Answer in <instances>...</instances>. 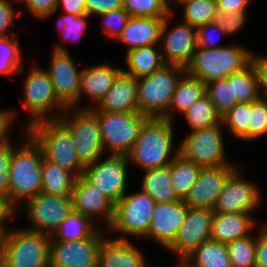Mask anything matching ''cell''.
Instances as JSON below:
<instances>
[{"label":"cell","mask_w":267,"mask_h":267,"mask_svg":"<svg viewBox=\"0 0 267 267\" xmlns=\"http://www.w3.org/2000/svg\"><path fill=\"white\" fill-rule=\"evenodd\" d=\"M222 36H225L224 30L215 23L202 25L196 28L197 47L207 49L224 47V45H217Z\"/></svg>","instance_id":"45"},{"label":"cell","mask_w":267,"mask_h":267,"mask_svg":"<svg viewBox=\"0 0 267 267\" xmlns=\"http://www.w3.org/2000/svg\"><path fill=\"white\" fill-rule=\"evenodd\" d=\"M24 64L21 58H2L0 57V73L9 75L15 74L17 76L24 73Z\"/></svg>","instance_id":"55"},{"label":"cell","mask_w":267,"mask_h":267,"mask_svg":"<svg viewBox=\"0 0 267 267\" xmlns=\"http://www.w3.org/2000/svg\"><path fill=\"white\" fill-rule=\"evenodd\" d=\"M79 109L72 116L67 108L58 120L71 132L77 157L86 167L104 156L105 151L96 113L85 107Z\"/></svg>","instance_id":"11"},{"label":"cell","mask_w":267,"mask_h":267,"mask_svg":"<svg viewBox=\"0 0 267 267\" xmlns=\"http://www.w3.org/2000/svg\"><path fill=\"white\" fill-rule=\"evenodd\" d=\"M181 262L186 267H232L227 244L211 239L195 248Z\"/></svg>","instance_id":"30"},{"label":"cell","mask_w":267,"mask_h":267,"mask_svg":"<svg viewBox=\"0 0 267 267\" xmlns=\"http://www.w3.org/2000/svg\"><path fill=\"white\" fill-rule=\"evenodd\" d=\"M223 121L216 125L190 131L178 147V153L201 168L236 165L226 159Z\"/></svg>","instance_id":"9"},{"label":"cell","mask_w":267,"mask_h":267,"mask_svg":"<svg viewBox=\"0 0 267 267\" xmlns=\"http://www.w3.org/2000/svg\"><path fill=\"white\" fill-rule=\"evenodd\" d=\"M256 219L250 213H214L210 239L229 244L252 233Z\"/></svg>","instance_id":"26"},{"label":"cell","mask_w":267,"mask_h":267,"mask_svg":"<svg viewBox=\"0 0 267 267\" xmlns=\"http://www.w3.org/2000/svg\"><path fill=\"white\" fill-rule=\"evenodd\" d=\"M102 18L103 31L107 33V36L117 40L122 34V31L130 18L129 13L120 8L108 13L99 15Z\"/></svg>","instance_id":"43"},{"label":"cell","mask_w":267,"mask_h":267,"mask_svg":"<svg viewBox=\"0 0 267 267\" xmlns=\"http://www.w3.org/2000/svg\"><path fill=\"white\" fill-rule=\"evenodd\" d=\"M137 81L123 71L96 107L101 112H138Z\"/></svg>","instance_id":"25"},{"label":"cell","mask_w":267,"mask_h":267,"mask_svg":"<svg viewBox=\"0 0 267 267\" xmlns=\"http://www.w3.org/2000/svg\"><path fill=\"white\" fill-rule=\"evenodd\" d=\"M232 267H255L256 236L251 234L227 244Z\"/></svg>","instance_id":"40"},{"label":"cell","mask_w":267,"mask_h":267,"mask_svg":"<svg viewBox=\"0 0 267 267\" xmlns=\"http://www.w3.org/2000/svg\"><path fill=\"white\" fill-rule=\"evenodd\" d=\"M232 82L233 96L238 103L255 102L261 98L256 69L250 63L242 71L227 77Z\"/></svg>","instance_id":"34"},{"label":"cell","mask_w":267,"mask_h":267,"mask_svg":"<svg viewBox=\"0 0 267 267\" xmlns=\"http://www.w3.org/2000/svg\"><path fill=\"white\" fill-rule=\"evenodd\" d=\"M0 267H10L9 264L0 256Z\"/></svg>","instance_id":"58"},{"label":"cell","mask_w":267,"mask_h":267,"mask_svg":"<svg viewBox=\"0 0 267 267\" xmlns=\"http://www.w3.org/2000/svg\"><path fill=\"white\" fill-rule=\"evenodd\" d=\"M218 10L222 12H247L251 0H216Z\"/></svg>","instance_id":"57"},{"label":"cell","mask_w":267,"mask_h":267,"mask_svg":"<svg viewBox=\"0 0 267 267\" xmlns=\"http://www.w3.org/2000/svg\"><path fill=\"white\" fill-rule=\"evenodd\" d=\"M15 116L16 112L14 111V109L0 110V146L12 140L10 139V134L8 133Z\"/></svg>","instance_id":"53"},{"label":"cell","mask_w":267,"mask_h":267,"mask_svg":"<svg viewBox=\"0 0 267 267\" xmlns=\"http://www.w3.org/2000/svg\"><path fill=\"white\" fill-rule=\"evenodd\" d=\"M259 227L256 236L255 267H267V224Z\"/></svg>","instance_id":"51"},{"label":"cell","mask_w":267,"mask_h":267,"mask_svg":"<svg viewBox=\"0 0 267 267\" xmlns=\"http://www.w3.org/2000/svg\"><path fill=\"white\" fill-rule=\"evenodd\" d=\"M104 227L88 238L51 241L50 267H97L99 248L107 234Z\"/></svg>","instance_id":"16"},{"label":"cell","mask_w":267,"mask_h":267,"mask_svg":"<svg viewBox=\"0 0 267 267\" xmlns=\"http://www.w3.org/2000/svg\"><path fill=\"white\" fill-rule=\"evenodd\" d=\"M188 209L189 207L182 200L155 203L146 237L167 249L185 222Z\"/></svg>","instance_id":"19"},{"label":"cell","mask_w":267,"mask_h":267,"mask_svg":"<svg viewBox=\"0 0 267 267\" xmlns=\"http://www.w3.org/2000/svg\"><path fill=\"white\" fill-rule=\"evenodd\" d=\"M182 115L191 131L207 128L222 121V117L217 113L207 95L196 101Z\"/></svg>","instance_id":"36"},{"label":"cell","mask_w":267,"mask_h":267,"mask_svg":"<svg viewBox=\"0 0 267 267\" xmlns=\"http://www.w3.org/2000/svg\"><path fill=\"white\" fill-rule=\"evenodd\" d=\"M240 165L201 168L196 183L183 202L192 208L214 209L229 175Z\"/></svg>","instance_id":"21"},{"label":"cell","mask_w":267,"mask_h":267,"mask_svg":"<svg viewBox=\"0 0 267 267\" xmlns=\"http://www.w3.org/2000/svg\"><path fill=\"white\" fill-rule=\"evenodd\" d=\"M205 95L206 83L185 72L177 82L169 109L162 119L174 122L175 110L183 114Z\"/></svg>","instance_id":"27"},{"label":"cell","mask_w":267,"mask_h":267,"mask_svg":"<svg viewBox=\"0 0 267 267\" xmlns=\"http://www.w3.org/2000/svg\"><path fill=\"white\" fill-rule=\"evenodd\" d=\"M206 95L209 97L215 110L221 117L238 103L233 96L232 82H229L227 78L207 83Z\"/></svg>","instance_id":"39"},{"label":"cell","mask_w":267,"mask_h":267,"mask_svg":"<svg viewBox=\"0 0 267 267\" xmlns=\"http://www.w3.org/2000/svg\"><path fill=\"white\" fill-rule=\"evenodd\" d=\"M98 225L88 217L72 210L51 235V241H72L91 237L102 226Z\"/></svg>","instance_id":"32"},{"label":"cell","mask_w":267,"mask_h":267,"mask_svg":"<svg viewBox=\"0 0 267 267\" xmlns=\"http://www.w3.org/2000/svg\"><path fill=\"white\" fill-rule=\"evenodd\" d=\"M156 46L158 45L143 46L126 52L125 63L128 68L122 71L135 79H139L160 69L165 63L162 53H160L161 50H158Z\"/></svg>","instance_id":"28"},{"label":"cell","mask_w":267,"mask_h":267,"mask_svg":"<svg viewBox=\"0 0 267 267\" xmlns=\"http://www.w3.org/2000/svg\"><path fill=\"white\" fill-rule=\"evenodd\" d=\"M251 63L256 69L261 98L267 99V56L253 53Z\"/></svg>","instance_id":"50"},{"label":"cell","mask_w":267,"mask_h":267,"mask_svg":"<svg viewBox=\"0 0 267 267\" xmlns=\"http://www.w3.org/2000/svg\"><path fill=\"white\" fill-rule=\"evenodd\" d=\"M22 209L26 212L29 226L26 229L52 235L73 210L71 196L37 194L28 199Z\"/></svg>","instance_id":"12"},{"label":"cell","mask_w":267,"mask_h":267,"mask_svg":"<svg viewBox=\"0 0 267 267\" xmlns=\"http://www.w3.org/2000/svg\"><path fill=\"white\" fill-rule=\"evenodd\" d=\"M16 37H18L17 32H11L8 36H0V57L21 58L19 41Z\"/></svg>","instance_id":"52"},{"label":"cell","mask_w":267,"mask_h":267,"mask_svg":"<svg viewBox=\"0 0 267 267\" xmlns=\"http://www.w3.org/2000/svg\"><path fill=\"white\" fill-rule=\"evenodd\" d=\"M13 153V143L8 141L0 146V195L9 196L10 164Z\"/></svg>","instance_id":"46"},{"label":"cell","mask_w":267,"mask_h":267,"mask_svg":"<svg viewBox=\"0 0 267 267\" xmlns=\"http://www.w3.org/2000/svg\"><path fill=\"white\" fill-rule=\"evenodd\" d=\"M91 109L96 113L104 150L108 149L109 155L127 156L149 118L139 112L110 113L96 107Z\"/></svg>","instance_id":"8"},{"label":"cell","mask_w":267,"mask_h":267,"mask_svg":"<svg viewBox=\"0 0 267 267\" xmlns=\"http://www.w3.org/2000/svg\"><path fill=\"white\" fill-rule=\"evenodd\" d=\"M27 131L40 144L44 158L72 172L77 178L85 167L80 163L71 132L58 120H43L32 124Z\"/></svg>","instance_id":"6"},{"label":"cell","mask_w":267,"mask_h":267,"mask_svg":"<svg viewBox=\"0 0 267 267\" xmlns=\"http://www.w3.org/2000/svg\"><path fill=\"white\" fill-rule=\"evenodd\" d=\"M141 181V190L156 203L181 201L171 184L170 165L146 170Z\"/></svg>","instance_id":"29"},{"label":"cell","mask_w":267,"mask_h":267,"mask_svg":"<svg viewBox=\"0 0 267 267\" xmlns=\"http://www.w3.org/2000/svg\"><path fill=\"white\" fill-rule=\"evenodd\" d=\"M41 193L52 196H72L77 177L43 158Z\"/></svg>","instance_id":"31"},{"label":"cell","mask_w":267,"mask_h":267,"mask_svg":"<svg viewBox=\"0 0 267 267\" xmlns=\"http://www.w3.org/2000/svg\"><path fill=\"white\" fill-rule=\"evenodd\" d=\"M17 215V210L11 205L8 198L0 195V235L2 236L8 229L6 223L13 216ZM7 228V229H6Z\"/></svg>","instance_id":"54"},{"label":"cell","mask_w":267,"mask_h":267,"mask_svg":"<svg viewBox=\"0 0 267 267\" xmlns=\"http://www.w3.org/2000/svg\"><path fill=\"white\" fill-rule=\"evenodd\" d=\"M213 217V209L189 207L185 222L167 248L178 255L179 262L202 243L210 240Z\"/></svg>","instance_id":"18"},{"label":"cell","mask_w":267,"mask_h":267,"mask_svg":"<svg viewBox=\"0 0 267 267\" xmlns=\"http://www.w3.org/2000/svg\"><path fill=\"white\" fill-rule=\"evenodd\" d=\"M63 8L64 13L73 15L87 14L85 0H57L56 11Z\"/></svg>","instance_id":"56"},{"label":"cell","mask_w":267,"mask_h":267,"mask_svg":"<svg viewBox=\"0 0 267 267\" xmlns=\"http://www.w3.org/2000/svg\"><path fill=\"white\" fill-rule=\"evenodd\" d=\"M265 134H267V99L260 98L251 102L248 141L257 140Z\"/></svg>","instance_id":"42"},{"label":"cell","mask_w":267,"mask_h":267,"mask_svg":"<svg viewBox=\"0 0 267 267\" xmlns=\"http://www.w3.org/2000/svg\"><path fill=\"white\" fill-rule=\"evenodd\" d=\"M71 197L73 211L81 213L94 223H97V217L103 218L106 229L111 226L115 204L83 175L76 179Z\"/></svg>","instance_id":"20"},{"label":"cell","mask_w":267,"mask_h":267,"mask_svg":"<svg viewBox=\"0 0 267 267\" xmlns=\"http://www.w3.org/2000/svg\"><path fill=\"white\" fill-rule=\"evenodd\" d=\"M241 169L238 166L227 178L215 203L214 213L252 214L260 206L262 194L258 185L243 179Z\"/></svg>","instance_id":"15"},{"label":"cell","mask_w":267,"mask_h":267,"mask_svg":"<svg viewBox=\"0 0 267 267\" xmlns=\"http://www.w3.org/2000/svg\"><path fill=\"white\" fill-rule=\"evenodd\" d=\"M128 162L124 155H109L104 160L101 157L85 167L83 176L116 204L127 192Z\"/></svg>","instance_id":"13"},{"label":"cell","mask_w":267,"mask_h":267,"mask_svg":"<svg viewBox=\"0 0 267 267\" xmlns=\"http://www.w3.org/2000/svg\"><path fill=\"white\" fill-rule=\"evenodd\" d=\"M24 130L25 140L13 146L10 164V187L7 197L11 205L20 214L22 202L41 193L43 151L34 137ZM20 145V146H19ZM19 211V212H18Z\"/></svg>","instance_id":"1"},{"label":"cell","mask_w":267,"mask_h":267,"mask_svg":"<svg viewBox=\"0 0 267 267\" xmlns=\"http://www.w3.org/2000/svg\"><path fill=\"white\" fill-rule=\"evenodd\" d=\"M122 70L106 63L82 69L78 102L86 95L95 104V106H87L86 109L97 107Z\"/></svg>","instance_id":"22"},{"label":"cell","mask_w":267,"mask_h":267,"mask_svg":"<svg viewBox=\"0 0 267 267\" xmlns=\"http://www.w3.org/2000/svg\"><path fill=\"white\" fill-rule=\"evenodd\" d=\"M171 0H123L130 17H166L172 12Z\"/></svg>","instance_id":"38"},{"label":"cell","mask_w":267,"mask_h":267,"mask_svg":"<svg viewBox=\"0 0 267 267\" xmlns=\"http://www.w3.org/2000/svg\"><path fill=\"white\" fill-rule=\"evenodd\" d=\"M185 72L181 66L164 64L151 75L136 79L138 112L148 118H163L177 82Z\"/></svg>","instance_id":"5"},{"label":"cell","mask_w":267,"mask_h":267,"mask_svg":"<svg viewBox=\"0 0 267 267\" xmlns=\"http://www.w3.org/2000/svg\"><path fill=\"white\" fill-rule=\"evenodd\" d=\"M16 11L11 0H0V36H8L6 31L14 28L12 23L20 15Z\"/></svg>","instance_id":"49"},{"label":"cell","mask_w":267,"mask_h":267,"mask_svg":"<svg viewBox=\"0 0 267 267\" xmlns=\"http://www.w3.org/2000/svg\"><path fill=\"white\" fill-rule=\"evenodd\" d=\"M173 123L162 118H149L142 126L135 145L127 155L129 163L141 167L143 171L169 166L179 154L178 148L176 151L172 149Z\"/></svg>","instance_id":"2"},{"label":"cell","mask_w":267,"mask_h":267,"mask_svg":"<svg viewBox=\"0 0 267 267\" xmlns=\"http://www.w3.org/2000/svg\"><path fill=\"white\" fill-rule=\"evenodd\" d=\"M88 14L73 15L64 13L58 20L59 34L65 42L78 43L82 35L85 33L88 25Z\"/></svg>","instance_id":"41"},{"label":"cell","mask_w":267,"mask_h":267,"mask_svg":"<svg viewBox=\"0 0 267 267\" xmlns=\"http://www.w3.org/2000/svg\"><path fill=\"white\" fill-rule=\"evenodd\" d=\"M23 5L37 18H47L56 13L57 0H24Z\"/></svg>","instance_id":"47"},{"label":"cell","mask_w":267,"mask_h":267,"mask_svg":"<svg viewBox=\"0 0 267 267\" xmlns=\"http://www.w3.org/2000/svg\"><path fill=\"white\" fill-rule=\"evenodd\" d=\"M155 203L141 189L136 193L128 194L126 192L115 204L114 219L108 230L120 233L122 237L115 238L119 240H127V236L146 238Z\"/></svg>","instance_id":"10"},{"label":"cell","mask_w":267,"mask_h":267,"mask_svg":"<svg viewBox=\"0 0 267 267\" xmlns=\"http://www.w3.org/2000/svg\"><path fill=\"white\" fill-rule=\"evenodd\" d=\"M251 102L235 104L223 117L224 127L230 135L248 142V126L250 122Z\"/></svg>","instance_id":"37"},{"label":"cell","mask_w":267,"mask_h":267,"mask_svg":"<svg viewBox=\"0 0 267 267\" xmlns=\"http://www.w3.org/2000/svg\"><path fill=\"white\" fill-rule=\"evenodd\" d=\"M201 167L178 154L170 164L171 184L180 200H184L196 183Z\"/></svg>","instance_id":"33"},{"label":"cell","mask_w":267,"mask_h":267,"mask_svg":"<svg viewBox=\"0 0 267 267\" xmlns=\"http://www.w3.org/2000/svg\"><path fill=\"white\" fill-rule=\"evenodd\" d=\"M180 264L178 266L175 267H186L182 262H179Z\"/></svg>","instance_id":"59"},{"label":"cell","mask_w":267,"mask_h":267,"mask_svg":"<svg viewBox=\"0 0 267 267\" xmlns=\"http://www.w3.org/2000/svg\"><path fill=\"white\" fill-rule=\"evenodd\" d=\"M51 235L26 228L8 229L0 240V256L10 267H50Z\"/></svg>","instance_id":"3"},{"label":"cell","mask_w":267,"mask_h":267,"mask_svg":"<svg viewBox=\"0 0 267 267\" xmlns=\"http://www.w3.org/2000/svg\"><path fill=\"white\" fill-rule=\"evenodd\" d=\"M50 67L46 70L52 80L59 101L70 111L76 109L80 90V75L77 65L66 47L57 44L51 53Z\"/></svg>","instance_id":"14"},{"label":"cell","mask_w":267,"mask_h":267,"mask_svg":"<svg viewBox=\"0 0 267 267\" xmlns=\"http://www.w3.org/2000/svg\"><path fill=\"white\" fill-rule=\"evenodd\" d=\"M252 52L242 45L217 49L197 47L186 72L206 84L242 71L251 63Z\"/></svg>","instance_id":"4"},{"label":"cell","mask_w":267,"mask_h":267,"mask_svg":"<svg viewBox=\"0 0 267 267\" xmlns=\"http://www.w3.org/2000/svg\"><path fill=\"white\" fill-rule=\"evenodd\" d=\"M97 267H148L131 241L105 237L99 248Z\"/></svg>","instance_id":"23"},{"label":"cell","mask_w":267,"mask_h":267,"mask_svg":"<svg viewBox=\"0 0 267 267\" xmlns=\"http://www.w3.org/2000/svg\"><path fill=\"white\" fill-rule=\"evenodd\" d=\"M247 12H222L217 10L212 22L221 27L225 36L233 35L241 30L247 20Z\"/></svg>","instance_id":"44"},{"label":"cell","mask_w":267,"mask_h":267,"mask_svg":"<svg viewBox=\"0 0 267 267\" xmlns=\"http://www.w3.org/2000/svg\"><path fill=\"white\" fill-rule=\"evenodd\" d=\"M165 17H130L117 40L127 47V52L143 46L159 45Z\"/></svg>","instance_id":"24"},{"label":"cell","mask_w":267,"mask_h":267,"mask_svg":"<svg viewBox=\"0 0 267 267\" xmlns=\"http://www.w3.org/2000/svg\"><path fill=\"white\" fill-rule=\"evenodd\" d=\"M35 65L30 67L23 85V106L31 116L26 129L39 121L58 119L67 109L57 98L48 71Z\"/></svg>","instance_id":"7"},{"label":"cell","mask_w":267,"mask_h":267,"mask_svg":"<svg viewBox=\"0 0 267 267\" xmlns=\"http://www.w3.org/2000/svg\"><path fill=\"white\" fill-rule=\"evenodd\" d=\"M87 14L98 16L123 8V0H85Z\"/></svg>","instance_id":"48"},{"label":"cell","mask_w":267,"mask_h":267,"mask_svg":"<svg viewBox=\"0 0 267 267\" xmlns=\"http://www.w3.org/2000/svg\"><path fill=\"white\" fill-rule=\"evenodd\" d=\"M174 2L182 6V21L195 28L212 22L218 10L216 0H171V4Z\"/></svg>","instance_id":"35"},{"label":"cell","mask_w":267,"mask_h":267,"mask_svg":"<svg viewBox=\"0 0 267 267\" xmlns=\"http://www.w3.org/2000/svg\"><path fill=\"white\" fill-rule=\"evenodd\" d=\"M173 15L172 11L164 18L160 38L163 45L162 58L165 64L177 65L186 69L197 48L196 28L183 21L173 28L169 27Z\"/></svg>","instance_id":"17"}]
</instances>
